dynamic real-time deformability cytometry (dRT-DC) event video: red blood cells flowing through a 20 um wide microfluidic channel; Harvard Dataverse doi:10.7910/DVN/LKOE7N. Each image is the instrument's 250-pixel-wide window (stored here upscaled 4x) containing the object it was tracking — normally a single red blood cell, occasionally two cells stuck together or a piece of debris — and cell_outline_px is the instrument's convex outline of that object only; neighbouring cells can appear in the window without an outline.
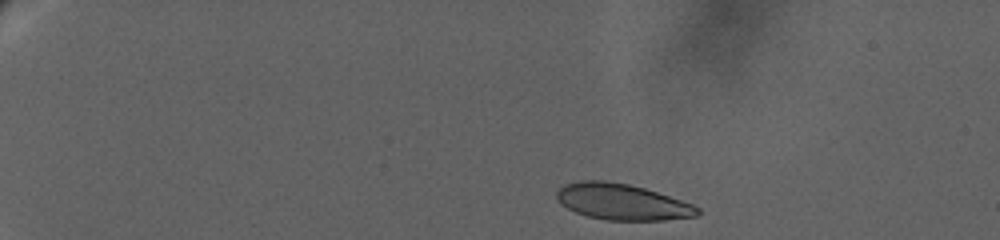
{"species": "human", "species_latin": "Homo sapiens", "temperature_condition": "warm", "stored_images_in_passage": 17, "camera_frame_rate_fps": 3000, "um_per_image_px": 0.085, "donor": {"sex": "female"}, "frame": {"image": 1, "passage_image": 2, "time_ms": 0.667, "image_size_px": [1000, 240], "cell_outline_px": [[700, 212], [696, 216], [664, 220], [604, 220], [588, 216], [576, 212], [560, 204], [556, 200], [556, 192], [564, 184], [580, 180], [604, 180], [628, 184], [644, 188], [692, 204], [700, 208]], "centroid_in_image_um": [52.83, 17.15], "position_along_channel_um": 32.2, "area_um2": 29.54}}
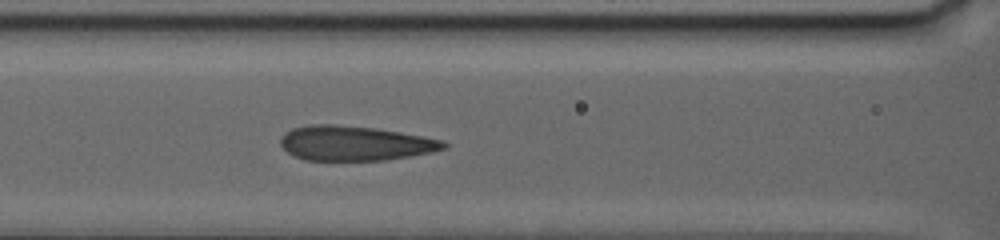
{"frame": {"image": 2, "passage_image": 13, "time_ms": 8.333, "image_size_px": [1000, 240], "cell_outline_px": [[448, 148], [432, 152], [388, 160], [304, 160], [288, 152], [280, 144], [280, 136], [284, 132], [292, 128], [312, 124], [332, 124], [376, 128], [424, 136], [444, 140], [448, 144]], "centroid_in_image_um": [30.19, 12.17], "position_along_channel_um": 136.4, "area_um2": 33.23}}
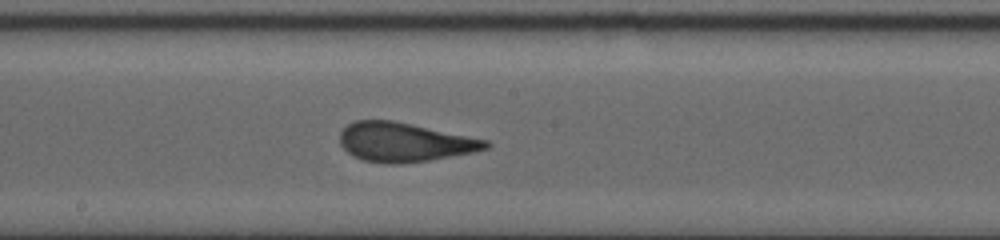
{"frame": {"image": 3, "passage_image": 17, "time_ms": 11.0, "image_size_px": [1000, 240], "cell_outline_px": [[492, 144], [488, 148], [476, 152], [428, 160], [400, 164], [384, 164], [364, 160], [352, 156], [340, 144], [340, 132], [348, 124], [356, 120], [392, 120], [488, 140]], "centroid_in_image_um": [34.38, 12.09], "position_along_channel_um": 213.8, "area_um2": 33.23}}